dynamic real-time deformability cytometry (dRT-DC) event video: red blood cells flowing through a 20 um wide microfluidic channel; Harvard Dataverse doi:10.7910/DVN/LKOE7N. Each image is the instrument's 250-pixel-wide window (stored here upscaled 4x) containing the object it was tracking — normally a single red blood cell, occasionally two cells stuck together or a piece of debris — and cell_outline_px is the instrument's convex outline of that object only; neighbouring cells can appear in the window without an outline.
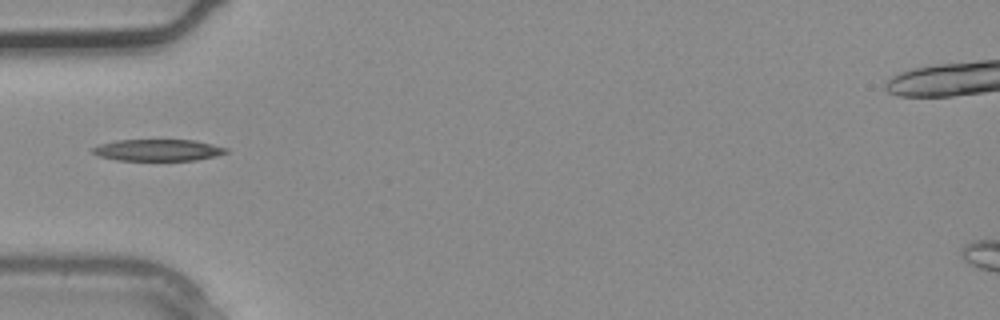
{"species": "common noctule bat (a hibernating species)", "species_latin": "Nyctalus noctula", "temperature_condition": "warm", "stored_images_in_passage": 1, "camera_frame_rate_fps": 3000, "um_per_image_px": 0.085, "animal": {"sex": "male", "body_mass_g": 20.4}, "frame": {"image": 1, "passage_image": 1, "time_ms": 0.0, "image_size_px": [1000, 320], "cell_outline_px": [[228, 152], [216, 156], [196, 160], [116, 160], [100, 156], [92, 152], [92, 148], [100, 144], [116, 140], [196, 140], [228, 148]], "centroid_in_image_um": [13.45, 12.75], "position_along_channel_um": 71.6, "area_um2": 16.76}}